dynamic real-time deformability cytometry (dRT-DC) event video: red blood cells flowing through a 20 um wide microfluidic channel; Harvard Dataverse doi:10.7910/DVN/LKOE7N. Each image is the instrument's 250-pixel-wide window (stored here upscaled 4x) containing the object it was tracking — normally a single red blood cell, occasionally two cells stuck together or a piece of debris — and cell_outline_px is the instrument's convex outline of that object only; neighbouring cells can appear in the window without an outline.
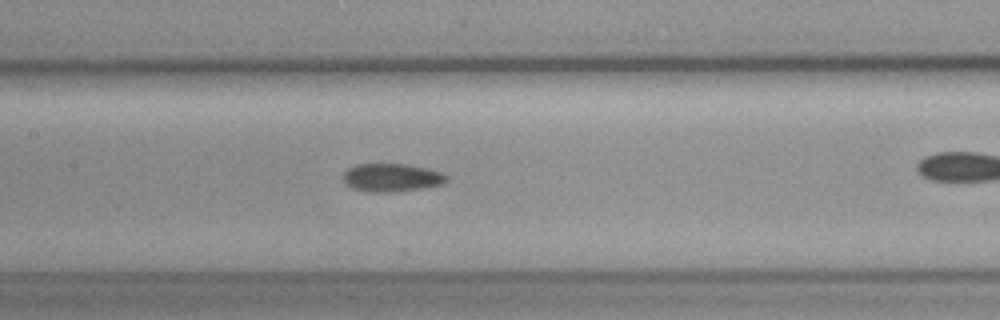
{"species": "common noctule bat (a hibernating species)", "species_latin": "Nyctalus noctula", "temperature_condition": "cold", "stored_images_in_passage": 44, "camera_frame_rate_fps": 3000, "um_per_image_px": 0.085, "animal": {"sex": "female", "body_mass_g": 19.3, "forearm_length_mm": 54.1}, "frame": {"image": 1, "passage_image": 26, "time_ms": 8.333, "image_size_px": [1000, 320], "cell_outline_px": [[448, 180], [444, 184], [420, 188], [392, 192], [372, 192], [352, 188], [344, 184], [344, 172], [348, 168], [356, 164], [408, 164], [428, 168], [440, 172], [448, 176]], "centroid_in_image_um": [33.29, 15.09], "position_along_channel_um": 174.1, "area_um2": 16.99}}